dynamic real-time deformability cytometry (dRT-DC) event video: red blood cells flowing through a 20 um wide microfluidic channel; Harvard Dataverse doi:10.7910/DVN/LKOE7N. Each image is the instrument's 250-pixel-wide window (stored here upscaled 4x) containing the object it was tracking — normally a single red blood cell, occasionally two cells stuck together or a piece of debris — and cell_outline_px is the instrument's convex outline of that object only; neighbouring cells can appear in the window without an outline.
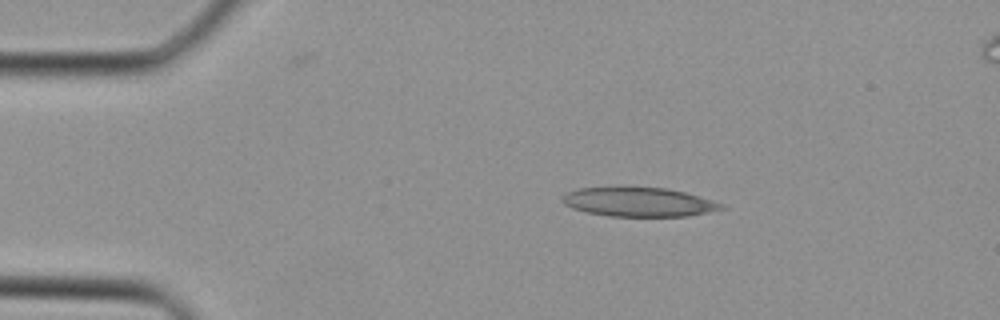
{"species": "Egyptian fruit bat (a non-hibernating species)", "species_latin": "Rousettus aegyptiacus", "temperature_condition": "cold", "stored_images_in_passage": 30, "camera_frame_rate_fps": 3000, "um_per_image_px": 0.085, "animal": {"sex": "female"}, "frame": {"image": 1, "passage_image": 1, "time_ms": 0.0, "image_size_px": [1000, 320], "cell_outline_px": [[728, 208], [688, 216], [608, 216], [588, 212], [572, 208], [564, 204], [560, 200], [560, 196], [568, 192], [580, 188], [624, 184], [668, 188], [684, 192], [724, 204]], "centroid_in_image_um": [54.24, 17.12], "position_along_channel_um": 30.8, "area_um2": 27.98}}
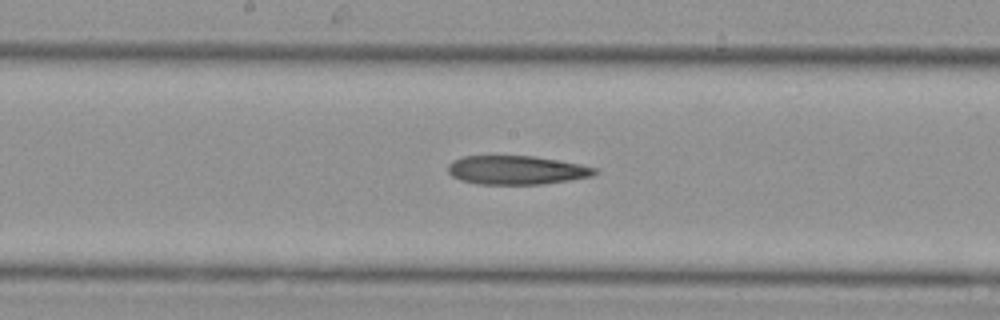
{"frame": {"image": 2, "passage_image": 14, "time_ms": 4.333, "image_size_px": [1000, 320], "cell_outline_px": [[600, 172], [592, 176], [544, 184], [476, 184], [460, 180], [452, 176], [448, 172], [448, 164], [452, 160], [460, 156], [532, 156], [580, 164], [596, 168]], "centroid_in_image_um": [43.87, 14.46], "position_along_channel_um": 204.3, "area_um2": 24.68}}
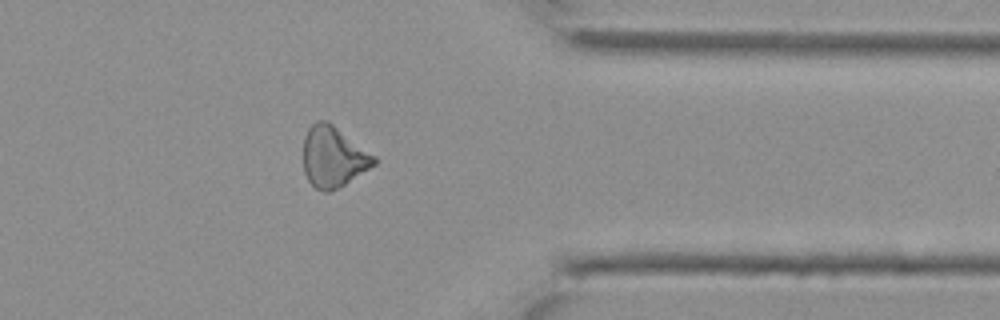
{"frame": {"image": 3, "passage_image": 25, "time_ms": 8.0, "image_size_px": [1000, 320], "cell_outline_px": [[376, 164], [340, 188], [328, 192], [324, 192], [316, 188], [308, 180], [304, 172], [304, 136], [308, 128], [316, 120], [328, 120], [376, 156]], "centroid_in_image_um": [28.34, 13.33], "position_along_channel_um": 383.1, "area_um2": 25.26}}